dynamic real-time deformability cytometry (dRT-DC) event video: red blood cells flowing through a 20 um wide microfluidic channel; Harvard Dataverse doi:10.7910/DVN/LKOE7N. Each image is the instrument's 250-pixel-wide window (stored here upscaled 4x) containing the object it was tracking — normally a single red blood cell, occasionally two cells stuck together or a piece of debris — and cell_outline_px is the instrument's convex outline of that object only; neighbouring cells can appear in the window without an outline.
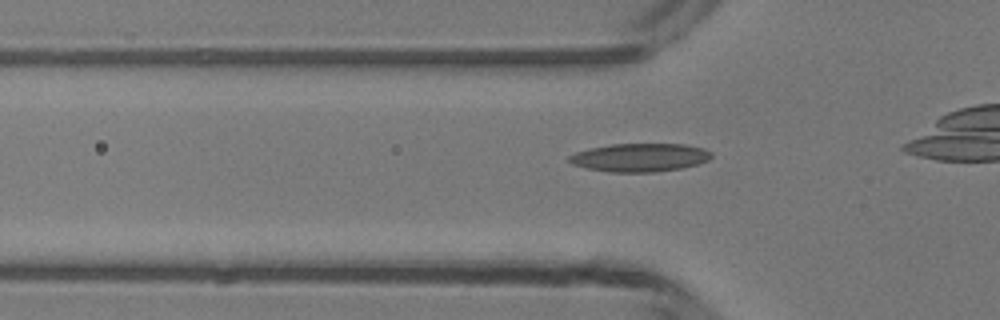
{"species": "common noctule bat (a hibernating species)", "species_latin": "Nyctalus noctula", "temperature_condition": "room temperature", "stored_images_in_passage": 29, "camera_frame_rate_fps": 3000, "um_per_image_px": 0.085, "animal": {"sex": "male", "body_mass_g": 13.3}, "frame": {"image": 1, "passage_image": 6, "time_ms": 1.667, "image_size_px": [1000, 320], "cell_outline_px": [[712, 156], [708, 160], [696, 164], [680, 168], [652, 172], [608, 172], [588, 168], [572, 164], [568, 160], [568, 156], [576, 152], [592, 148], [612, 144], [684, 144], [704, 148], [712, 152]], "centroid_in_image_um": [54.39, 13.38], "position_along_channel_um": 71.4, "area_um2": 23.29}}
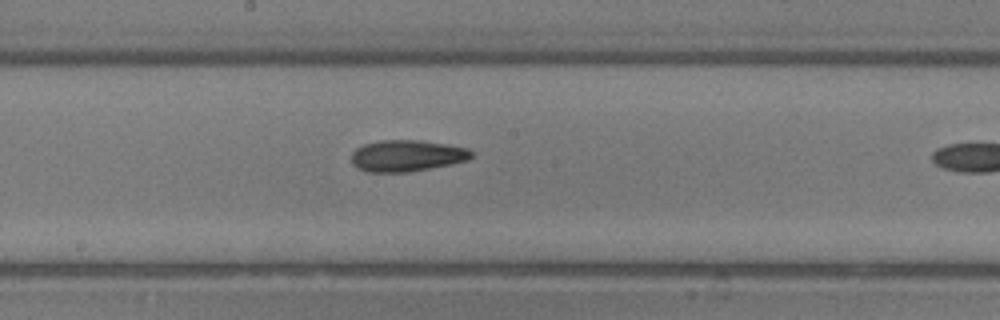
{"frame": {"image": 2, "passage_image": 16, "time_ms": 5.0, "image_size_px": [1000, 320], "cell_outline_px": [[472, 156], [468, 160], [408, 172], [364, 172], [356, 168], [352, 164], [352, 152], [356, 148], [364, 144], [380, 140], [420, 140], [468, 148], [472, 152]], "centroid_in_image_um": [34.52, 13.24], "position_along_channel_um": 213.7, "area_um2": 21.91}}
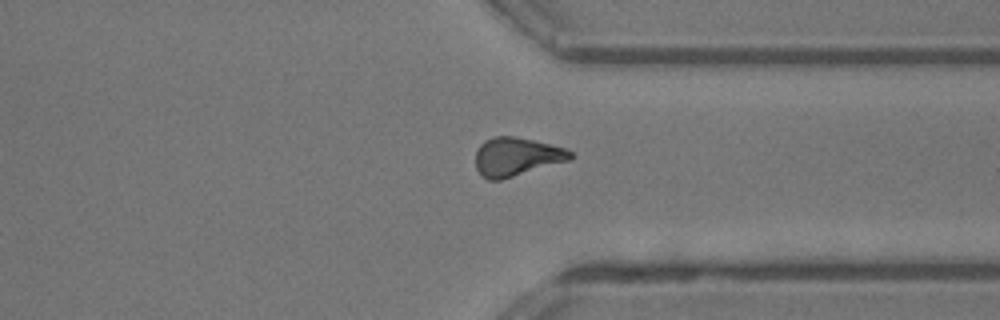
{"frame": {"image": 3, "passage_image": 27, "time_ms": 8.667, "image_size_px": [1000, 320], "cell_outline_px": [[572, 156], [568, 160], [500, 180], [488, 180], [476, 168], [476, 152], [480, 144], [484, 140], [492, 136], [516, 136], [568, 148], [572, 152]], "centroid_in_image_um": [43.89, 13.29], "position_along_channel_um": 367.5, "area_um2": 21.15}}